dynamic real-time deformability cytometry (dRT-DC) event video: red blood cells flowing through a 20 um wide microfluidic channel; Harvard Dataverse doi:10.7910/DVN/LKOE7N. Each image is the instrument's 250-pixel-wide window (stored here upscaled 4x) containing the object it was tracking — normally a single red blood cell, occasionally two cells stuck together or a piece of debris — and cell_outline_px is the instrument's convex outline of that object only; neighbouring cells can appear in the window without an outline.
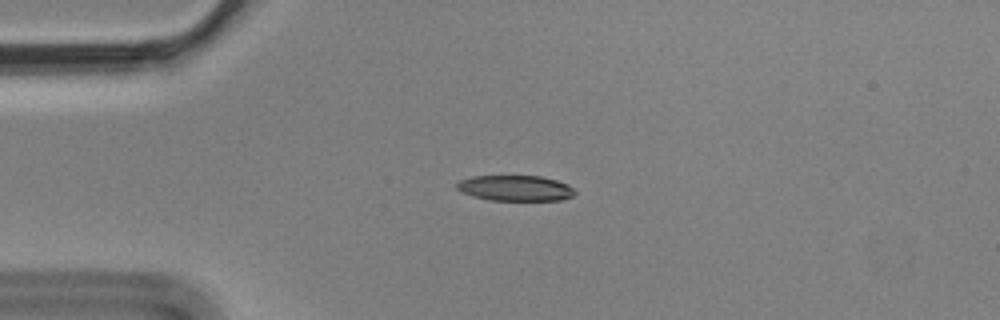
{"species": "Egyptian fruit bat (a non-hibernating species)", "species_latin": "Rousettus aegyptiacus", "temperature_condition": "cold", "stored_images_in_passage": 5, "camera_frame_rate_fps": 3000, "um_per_image_px": 0.085, "animal": {"sex": "male"}, "frame": {"image": 1, "passage_image": 3, "time_ms": 0.667, "image_size_px": [1000, 320], "cell_outline_px": [[576, 192], [572, 196], [564, 200], [488, 200], [472, 196], [460, 192], [456, 188], [456, 184], [460, 180], [472, 176], [540, 176], [556, 180], [568, 184]], "centroid_in_image_um": [43.78, 15.99], "position_along_channel_um": 41.2, "area_um2": 17.69}}
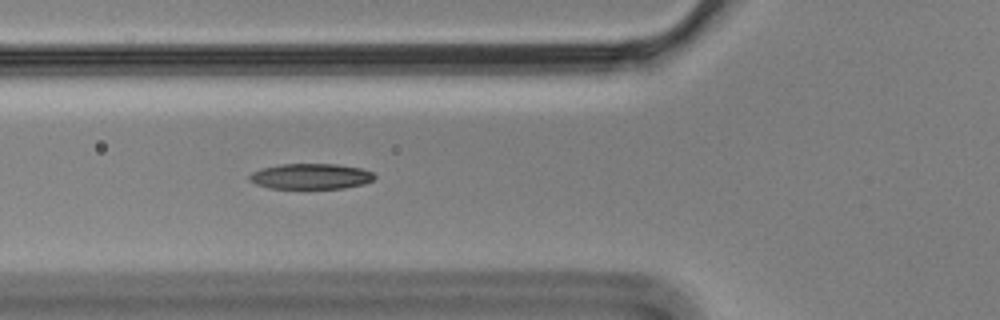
{"frame": {"image": 2, "passage_image": 5, "time_ms": 1.333, "image_size_px": [1000, 320], "cell_outline_px": [[376, 176], [372, 180], [364, 184], [344, 188], [272, 188], [256, 184], [248, 180], [248, 176], [252, 172], [260, 168], [280, 164], [336, 164], [360, 168], [372, 172]], "centroid_in_image_um": [26.39, 14.98], "position_along_channel_um": 99.4, "area_um2": 18.61}}